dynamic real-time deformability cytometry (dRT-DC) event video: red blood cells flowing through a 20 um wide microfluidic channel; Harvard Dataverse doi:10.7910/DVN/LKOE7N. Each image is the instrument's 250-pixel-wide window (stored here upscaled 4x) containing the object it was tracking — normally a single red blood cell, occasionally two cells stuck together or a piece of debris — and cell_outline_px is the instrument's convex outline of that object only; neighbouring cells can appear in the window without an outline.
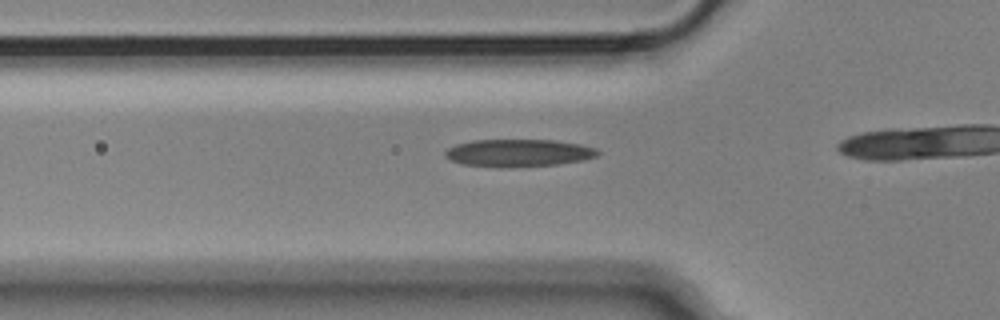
{"species": "Egyptian fruit bat (a non-hibernating species)", "species_latin": "Rousettus aegyptiacus", "temperature_condition": "cold", "stored_images_in_passage": 17, "camera_frame_rate_fps": 3000, "um_per_image_px": 0.085, "animal": {"sex": "male"}, "frame": {"image": 1, "passage_image": 13, "time_ms": 4.0, "image_size_px": [1000, 320], "cell_outline_px": [[600, 152], [596, 156], [584, 160], [556, 164], [500, 168], [464, 164], [452, 160], [444, 156], [444, 152], [448, 148], [456, 144], [472, 140], [552, 140], [580, 144], [596, 148]], "centroid_in_image_um": [44.06, 13.0], "position_along_channel_um": 81.7, "area_um2": 24.39}}
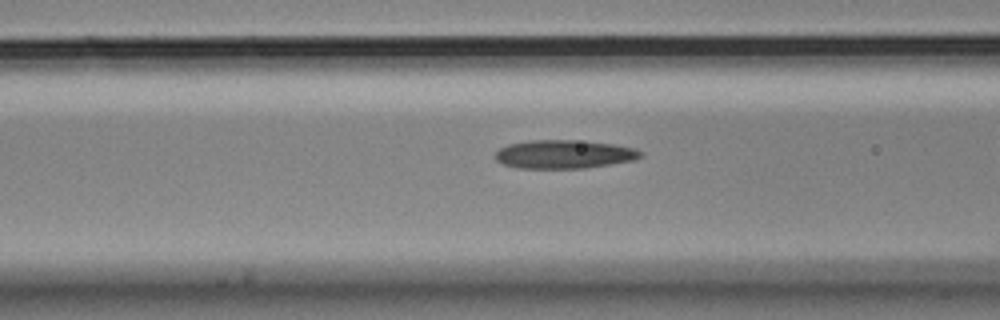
{"frame": {"image": 2, "passage_image": 16, "time_ms": 5.0, "image_size_px": [1000, 320], "cell_outline_px": [[644, 156], [636, 160], [584, 168], [516, 168], [504, 164], [496, 160], [496, 152], [500, 148], [508, 144], [528, 140], [572, 140], [612, 144], [636, 148], [644, 152]], "centroid_in_image_um": [47.98, 13.11], "position_along_channel_um": 118.6, "area_um2": 24.22}}